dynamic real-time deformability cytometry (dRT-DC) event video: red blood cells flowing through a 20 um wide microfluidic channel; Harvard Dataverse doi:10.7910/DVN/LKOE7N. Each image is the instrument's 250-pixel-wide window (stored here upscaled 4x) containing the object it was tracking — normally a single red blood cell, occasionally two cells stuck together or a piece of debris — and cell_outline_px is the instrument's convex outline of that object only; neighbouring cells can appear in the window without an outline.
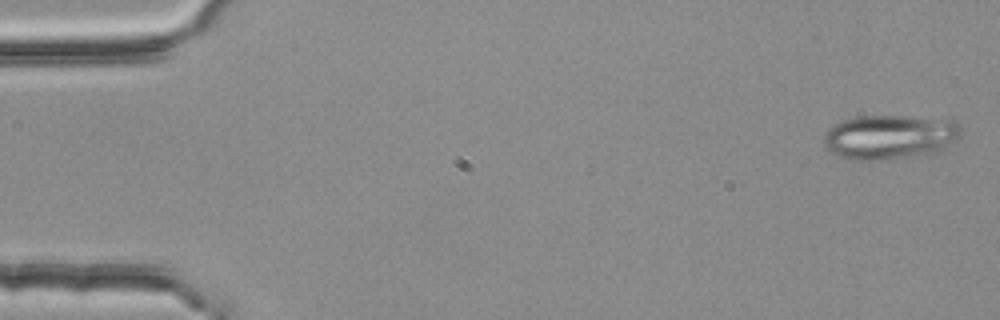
{"species": "common noctule bat (a hibernating species)", "species_latin": "Nyctalus noctula", "temperature_condition": "room temperature", "stored_images_in_passage": 5, "camera_frame_rate_fps": 3000, "um_per_image_px": 0.085, "animal": {"sex": "female", "body_mass_g": 25.1}, "frame": {"image": 1, "passage_image": 1, "time_ms": 0.0, "image_size_px": [1000, 320], "cell_outline_px": [[960, 136], [940, 148], [932, 152], [880, 160], [848, 160], [832, 152], [824, 144], [824, 136], [828, 128], [844, 120], [864, 116], [900, 116], [952, 120], [960, 124]], "centroid_in_image_um": [75.57, 11.63], "position_along_channel_um": 9.4, "area_um2": 34.62}}